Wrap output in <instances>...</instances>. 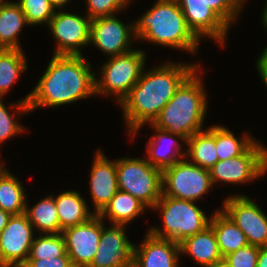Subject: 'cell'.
<instances>
[{
  "mask_svg": "<svg viewBox=\"0 0 267 267\" xmlns=\"http://www.w3.org/2000/svg\"><path fill=\"white\" fill-rule=\"evenodd\" d=\"M200 64L163 62L152 69H143L138 82L119 104L129 136L134 138L143 125L152 123L174 96L180 85Z\"/></svg>",
  "mask_w": 267,
  "mask_h": 267,
  "instance_id": "obj_1",
  "label": "cell"
},
{
  "mask_svg": "<svg viewBox=\"0 0 267 267\" xmlns=\"http://www.w3.org/2000/svg\"><path fill=\"white\" fill-rule=\"evenodd\" d=\"M83 55H54L30 92V112L74 103L95 93V75Z\"/></svg>",
  "mask_w": 267,
  "mask_h": 267,
  "instance_id": "obj_2",
  "label": "cell"
},
{
  "mask_svg": "<svg viewBox=\"0 0 267 267\" xmlns=\"http://www.w3.org/2000/svg\"><path fill=\"white\" fill-rule=\"evenodd\" d=\"M134 21L137 40L196 55L200 39L188 27L177 0H157Z\"/></svg>",
  "mask_w": 267,
  "mask_h": 267,
  "instance_id": "obj_3",
  "label": "cell"
},
{
  "mask_svg": "<svg viewBox=\"0 0 267 267\" xmlns=\"http://www.w3.org/2000/svg\"><path fill=\"white\" fill-rule=\"evenodd\" d=\"M197 68L177 89L174 96L151 123L153 126L179 135L187 141L204 130L207 114V92ZM199 73V74H198Z\"/></svg>",
  "mask_w": 267,
  "mask_h": 267,
  "instance_id": "obj_4",
  "label": "cell"
},
{
  "mask_svg": "<svg viewBox=\"0 0 267 267\" xmlns=\"http://www.w3.org/2000/svg\"><path fill=\"white\" fill-rule=\"evenodd\" d=\"M152 210L162 214V228L152 226L149 232L159 238L180 243L185 238L197 234L210 224V218L196 202L177 199L162 194Z\"/></svg>",
  "mask_w": 267,
  "mask_h": 267,
  "instance_id": "obj_5",
  "label": "cell"
},
{
  "mask_svg": "<svg viewBox=\"0 0 267 267\" xmlns=\"http://www.w3.org/2000/svg\"><path fill=\"white\" fill-rule=\"evenodd\" d=\"M144 50L133 49L122 55L111 56L100 67V78L95 75V93L109 97L120 104L138 82L146 62Z\"/></svg>",
  "mask_w": 267,
  "mask_h": 267,
  "instance_id": "obj_6",
  "label": "cell"
},
{
  "mask_svg": "<svg viewBox=\"0 0 267 267\" xmlns=\"http://www.w3.org/2000/svg\"><path fill=\"white\" fill-rule=\"evenodd\" d=\"M116 169L119 190L152 209L162 196V170L144 158L135 157L117 158Z\"/></svg>",
  "mask_w": 267,
  "mask_h": 267,
  "instance_id": "obj_7",
  "label": "cell"
},
{
  "mask_svg": "<svg viewBox=\"0 0 267 267\" xmlns=\"http://www.w3.org/2000/svg\"><path fill=\"white\" fill-rule=\"evenodd\" d=\"M213 188L209 169L186 158L162 170V194L197 202Z\"/></svg>",
  "mask_w": 267,
  "mask_h": 267,
  "instance_id": "obj_8",
  "label": "cell"
},
{
  "mask_svg": "<svg viewBox=\"0 0 267 267\" xmlns=\"http://www.w3.org/2000/svg\"><path fill=\"white\" fill-rule=\"evenodd\" d=\"M255 141L242 155L227 160H218L209 169L212 185L219 182L241 184L265 176L267 172V147Z\"/></svg>",
  "mask_w": 267,
  "mask_h": 267,
  "instance_id": "obj_9",
  "label": "cell"
},
{
  "mask_svg": "<svg viewBox=\"0 0 267 267\" xmlns=\"http://www.w3.org/2000/svg\"><path fill=\"white\" fill-rule=\"evenodd\" d=\"M90 26L91 19L87 15L56 9L47 26L56 40L54 55H83L81 49L90 46Z\"/></svg>",
  "mask_w": 267,
  "mask_h": 267,
  "instance_id": "obj_10",
  "label": "cell"
},
{
  "mask_svg": "<svg viewBox=\"0 0 267 267\" xmlns=\"http://www.w3.org/2000/svg\"><path fill=\"white\" fill-rule=\"evenodd\" d=\"M221 210L244 232L249 245L267 246V215L249 197H225Z\"/></svg>",
  "mask_w": 267,
  "mask_h": 267,
  "instance_id": "obj_11",
  "label": "cell"
},
{
  "mask_svg": "<svg viewBox=\"0 0 267 267\" xmlns=\"http://www.w3.org/2000/svg\"><path fill=\"white\" fill-rule=\"evenodd\" d=\"M116 15L98 17L91 20L90 43L108 57L132 51L135 36L134 23L125 24ZM133 39V40H132Z\"/></svg>",
  "mask_w": 267,
  "mask_h": 267,
  "instance_id": "obj_12",
  "label": "cell"
},
{
  "mask_svg": "<svg viewBox=\"0 0 267 267\" xmlns=\"http://www.w3.org/2000/svg\"><path fill=\"white\" fill-rule=\"evenodd\" d=\"M35 228L25 213L11 215L0 233V264L2 267H22L34 241Z\"/></svg>",
  "mask_w": 267,
  "mask_h": 267,
  "instance_id": "obj_13",
  "label": "cell"
},
{
  "mask_svg": "<svg viewBox=\"0 0 267 267\" xmlns=\"http://www.w3.org/2000/svg\"><path fill=\"white\" fill-rule=\"evenodd\" d=\"M102 234V218L95 214L88 221L62 231L66 253L73 267H89Z\"/></svg>",
  "mask_w": 267,
  "mask_h": 267,
  "instance_id": "obj_14",
  "label": "cell"
},
{
  "mask_svg": "<svg viewBox=\"0 0 267 267\" xmlns=\"http://www.w3.org/2000/svg\"><path fill=\"white\" fill-rule=\"evenodd\" d=\"M95 257L89 267H133L134 244L128 240L124 225L105 227Z\"/></svg>",
  "mask_w": 267,
  "mask_h": 267,
  "instance_id": "obj_15",
  "label": "cell"
},
{
  "mask_svg": "<svg viewBox=\"0 0 267 267\" xmlns=\"http://www.w3.org/2000/svg\"><path fill=\"white\" fill-rule=\"evenodd\" d=\"M188 27L200 39L214 40L224 47L230 27L202 0H177Z\"/></svg>",
  "mask_w": 267,
  "mask_h": 267,
  "instance_id": "obj_16",
  "label": "cell"
},
{
  "mask_svg": "<svg viewBox=\"0 0 267 267\" xmlns=\"http://www.w3.org/2000/svg\"><path fill=\"white\" fill-rule=\"evenodd\" d=\"M89 173V189L91 201L94 204L93 212L99 214L119 190L116 160L107 159L105 154L98 149Z\"/></svg>",
  "mask_w": 267,
  "mask_h": 267,
  "instance_id": "obj_17",
  "label": "cell"
},
{
  "mask_svg": "<svg viewBox=\"0 0 267 267\" xmlns=\"http://www.w3.org/2000/svg\"><path fill=\"white\" fill-rule=\"evenodd\" d=\"M180 245L147 231L141 245L134 244L133 267H179Z\"/></svg>",
  "mask_w": 267,
  "mask_h": 267,
  "instance_id": "obj_18",
  "label": "cell"
},
{
  "mask_svg": "<svg viewBox=\"0 0 267 267\" xmlns=\"http://www.w3.org/2000/svg\"><path fill=\"white\" fill-rule=\"evenodd\" d=\"M149 125L156 133L149 138L146 144V154L148 157L146 156L145 159L153 167L164 170L185 158L186 151L183 150L182 152L181 150L182 147H184L182 143L184 142V144H186L183 137L172 134L166 130H161L151 123H149Z\"/></svg>",
  "mask_w": 267,
  "mask_h": 267,
  "instance_id": "obj_19",
  "label": "cell"
},
{
  "mask_svg": "<svg viewBox=\"0 0 267 267\" xmlns=\"http://www.w3.org/2000/svg\"><path fill=\"white\" fill-rule=\"evenodd\" d=\"M179 245L181 256L189 255L198 263L197 265L200 264V267H207L223 258L210 225L201 232L185 238Z\"/></svg>",
  "mask_w": 267,
  "mask_h": 267,
  "instance_id": "obj_20",
  "label": "cell"
},
{
  "mask_svg": "<svg viewBox=\"0 0 267 267\" xmlns=\"http://www.w3.org/2000/svg\"><path fill=\"white\" fill-rule=\"evenodd\" d=\"M61 233L64 229L82 224L92 218L87 202L76 190H68L54 196Z\"/></svg>",
  "mask_w": 267,
  "mask_h": 267,
  "instance_id": "obj_21",
  "label": "cell"
},
{
  "mask_svg": "<svg viewBox=\"0 0 267 267\" xmlns=\"http://www.w3.org/2000/svg\"><path fill=\"white\" fill-rule=\"evenodd\" d=\"M26 25L29 26L17 2L0 0V44L4 49L23 50L18 37Z\"/></svg>",
  "mask_w": 267,
  "mask_h": 267,
  "instance_id": "obj_22",
  "label": "cell"
},
{
  "mask_svg": "<svg viewBox=\"0 0 267 267\" xmlns=\"http://www.w3.org/2000/svg\"><path fill=\"white\" fill-rule=\"evenodd\" d=\"M209 225L213 228L223 258L248 245L244 232L220 208L212 214Z\"/></svg>",
  "mask_w": 267,
  "mask_h": 267,
  "instance_id": "obj_23",
  "label": "cell"
},
{
  "mask_svg": "<svg viewBox=\"0 0 267 267\" xmlns=\"http://www.w3.org/2000/svg\"><path fill=\"white\" fill-rule=\"evenodd\" d=\"M146 209L148 208L131 194L118 190L98 215L103 220L108 219L110 224L127 226Z\"/></svg>",
  "mask_w": 267,
  "mask_h": 267,
  "instance_id": "obj_24",
  "label": "cell"
},
{
  "mask_svg": "<svg viewBox=\"0 0 267 267\" xmlns=\"http://www.w3.org/2000/svg\"><path fill=\"white\" fill-rule=\"evenodd\" d=\"M185 158L191 163L210 169L218 161L215 146V125L194 133L186 141Z\"/></svg>",
  "mask_w": 267,
  "mask_h": 267,
  "instance_id": "obj_25",
  "label": "cell"
},
{
  "mask_svg": "<svg viewBox=\"0 0 267 267\" xmlns=\"http://www.w3.org/2000/svg\"><path fill=\"white\" fill-rule=\"evenodd\" d=\"M6 169L3 163L0 166V209L11 215L23 214L28 202L26 190L19 179Z\"/></svg>",
  "mask_w": 267,
  "mask_h": 267,
  "instance_id": "obj_26",
  "label": "cell"
},
{
  "mask_svg": "<svg viewBox=\"0 0 267 267\" xmlns=\"http://www.w3.org/2000/svg\"><path fill=\"white\" fill-rule=\"evenodd\" d=\"M29 206L26 203L25 214L33 227L40 232L38 234L61 233L54 195H47L31 208Z\"/></svg>",
  "mask_w": 267,
  "mask_h": 267,
  "instance_id": "obj_27",
  "label": "cell"
},
{
  "mask_svg": "<svg viewBox=\"0 0 267 267\" xmlns=\"http://www.w3.org/2000/svg\"><path fill=\"white\" fill-rule=\"evenodd\" d=\"M22 50L4 49L0 52V98L10 91L15 81L26 72L27 58Z\"/></svg>",
  "mask_w": 267,
  "mask_h": 267,
  "instance_id": "obj_28",
  "label": "cell"
},
{
  "mask_svg": "<svg viewBox=\"0 0 267 267\" xmlns=\"http://www.w3.org/2000/svg\"><path fill=\"white\" fill-rule=\"evenodd\" d=\"M240 138L238 139L225 126L215 125V146L218 160L223 161L238 157L256 141L249 133H245Z\"/></svg>",
  "mask_w": 267,
  "mask_h": 267,
  "instance_id": "obj_29",
  "label": "cell"
},
{
  "mask_svg": "<svg viewBox=\"0 0 267 267\" xmlns=\"http://www.w3.org/2000/svg\"><path fill=\"white\" fill-rule=\"evenodd\" d=\"M29 97L30 93L22 97L21 100L12 103V105H5L2 101L3 99L0 98V144L26 130L22 124L14 119L17 116L20 117L21 115L23 116L24 114L30 113L28 105ZM9 109H12L13 115L10 113Z\"/></svg>",
  "mask_w": 267,
  "mask_h": 267,
  "instance_id": "obj_30",
  "label": "cell"
},
{
  "mask_svg": "<svg viewBox=\"0 0 267 267\" xmlns=\"http://www.w3.org/2000/svg\"><path fill=\"white\" fill-rule=\"evenodd\" d=\"M39 235L30 247L28 259H53L67 254L62 233Z\"/></svg>",
  "mask_w": 267,
  "mask_h": 267,
  "instance_id": "obj_31",
  "label": "cell"
},
{
  "mask_svg": "<svg viewBox=\"0 0 267 267\" xmlns=\"http://www.w3.org/2000/svg\"><path fill=\"white\" fill-rule=\"evenodd\" d=\"M17 3L23 11L27 23L31 26L46 23L48 26L56 8L50 0H19Z\"/></svg>",
  "mask_w": 267,
  "mask_h": 267,
  "instance_id": "obj_32",
  "label": "cell"
},
{
  "mask_svg": "<svg viewBox=\"0 0 267 267\" xmlns=\"http://www.w3.org/2000/svg\"><path fill=\"white\" fill-rule=\"evenodd\" d=\"M229 27L235 23L246 0H202Z\"/></svg>",
  "mask_w": 267,
  "mask_h": 267,
  "instance_id": "obj_33",
  "label": "cell"
},
{
  "mask_svg": "<svg viewBox=\"0 0 267 267\" xmlns=\"http://www.w3.org/2000/svg\"><path fill=\"white\" fill-rule=\"evenodd\" d=\"M133 0H86L87 15L91 20L112 16L124 10Z\"/></svg>",
  "mask_w": 267,
  "mask_h": 267,
  "instance_id": "obj_34",
  "label": "cell"
},
{
  "mask_svg": "<svg viewBox=\"0 0 267 267\" xmlns=\"http://www.w3.org/2000/svg\"><path fill=\"white\" fill-rule=\"evenodd\" d=\"M260 247L247 245L225 256L231 267H256Z\"/></svg>",
  "mask_w": 267,
  "mask_h": 267,
  "instance_id": "obj_35",
  "label": "cell"
},
{
  "mask_svg": "<svg viewBox=\"0 0 267 267\" xmlns=\"http://www.w3.org/2000/svg\"><path fill=\"white\" fill-rule=\"evenodd\" d=\"M22 267H73L68 254L53 259H27Z\"/></svg>",
  "mask_w": 267,
  "mask_h": 267,
  "instance_id": "obj_36",
  "label": "cell"
},
{
  "mask_svg": "<svg viewBox=\"0 0 267 267\" xmlns=\"http://www.w3.org/2000/svg\"><path fill=\"white\" fill-rule=\"evenodd\" d=\"M255 65L263 84L267 87V47H265L262 53H260V57L256 61Z\"/></svg>",
  "mask_w": 267,
  "mask_h": 267,
  "instance_id": "obj_37",
  "label": "cell"
},
{
  "mask_svg": "<svg viewBox=\"0 0 267 267\" xmlns=\"http://www.w3.org/2000/svg\"><path fill=\"white\" fill-rule=\"evenodd\" d=\"M256 267H267V246L260 247Z\"/></svg>",
  "mask_w": 267,
  "mask_h": 267,
  "instance_id": "obj_38",
  "label": "cell"
},
{
  "mask_svg": "<svg viewBox=\"0 0 267 267\" xmlns=\"http://www.w3.org/2000/svg\"><path fill=\"white\" fill-rule=\"evenodd\" d=\"M10 217H11V214L9 212H6L0 209V233L7 225Z\"/></svg>",
  "mask_w": 267,
  "mask_h": 267,
  "instance_id": "obj_39",
  "label": "cell"
},
{
  "mask_svg": "<svg viewBox=\"0 0 267 267\" xmlns=\"http://www.w3.org/2000/svg\"><path fill=\"white\" fill-rule=\"evenodd\" d=\"M50 2L56 9H63L70 0H50Z\"/></svg>",
  "mask_w": 267,
  "mask_h": 267,
  "instance_id": "obj_40",
  "label": "cell"
},
{
  "mask_svg": "<svg viewBox=\"0 0 267 267\" xmlns=\"http://www.w3.org/2000/svg\"><path fill=\"white\" fill-rule=\"evenodd\" d=\"M207 267H231L225 258H222Z\"/></svg>",
  "mask_w": 267,
  "mask_h": 267,
  "instance_id": "obj_41",
  "label": "cell"
},
{
  "mask_svg": "<svg viewBox=\"0 0 267 267\" xmlns=\"http://www.w3.org/2000/svg\"><path fill=\"white\" fill-rule=\"evenodd\" d=\"M265 5L266 6H264L265 8H264V11L262 12L263 15H262V19L261 20H263L262 21V24L264 25L263 27H265L266 31H267V0H266V4Z\"/></svg>",
  "mask_w": 267,
  "mask_h": 267,
  "instance_id": "obj_42",
  "label": "cell"
},
{
  "mask_svg": "<svg viewBox=\"0 0 267 267\" xmlns=\"http://www.w3.org/2000/svg\"><path fill=\"white\" fill-rule=\"evenodd\" d=\"M3 50H4V48H3V47L1 46V44H0V52L3 51Z\"/></svg>",
  "mask_w": 267,
  "mask_h": 267,
  "instance_id": "obj_43",
  "label": "cell"
}]
</instances>
